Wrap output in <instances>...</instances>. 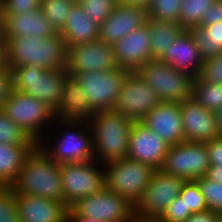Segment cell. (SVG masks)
<instances>
[{"mask_svg":"<svg viewBox=\"0 0 222 222\" xmlns=\"http://www.w3.org/2000/svg\"><path fill=\"white\" fill-rule=\"evenodd\" d=\"M151 42V58L159 60L167 48L185 30L179 22H169L148 18Z\"/></svg>","mask_w":222,"mask_h":222,"instance_id":"cell-27","label":"cell"},{"mask_svg":"<svg viewBox=\"0 0 222 222\" xmlns=\"http://www.w3.org/2000/svg\"><path fill=\"white\" fill-rule=\"evenodd\" d=\"M185 180L157 169L140 201L134 207L136 222H157L166 212L168 205L179 196Z\"/></svg>","mask_w":222,"mask_h":222,"instance_id":"cell-9","label":"cell"},{"mask_svg":"<svg viewBox=\"0 0 222 222\" xmlns=\"http://www.w3.org/2000/svg\"><path fill=\"white\" fill-rule=\"evenodd\" d=\"M42 0H0L2 14H19L41 8Z\"/></svg>","mask_w":222,"mask_h":222,"instance_id":"cell-40","label":"cell"},{"mask_svg":"<svg viewBox=\"0 0 222 222\" xmlns=\"http://www.w3.org/2000/svg\"><path fill=\"white\" fill-rule=\"evenodd\" d=\"M11 88V71L6 65H4L0 69V109L2 108L3 102L6 100Z\"/></svg>","mask_w":222,"mask_h":222,"instance_id":"cell-43","label":"cell"},{"mask_svg":"<svg viewBox=\"0 0 222 222\" xmlns=\"http://www.w3.org/2000/svg\"><path fill=\"white\" fill-rule=\"evenodd\" d=\"M159 60L193 79L199 77L203 63L198 48L187 30L175 39Z\"/></svg>","mask_w":222,"mask_h":222,"instance_id":"cell-23","label":"cell"},{"mask_svg":"<svg viewBox=\"0 0 222 222\" xmlns=\"http://www.w3.org/2000/svg\"><path fill=\"white\" fill-rule=\"evenodd\" d=\"M5 65L4 63V44L3 40H0V69Z\"/></svg>","mask_w":222,"mask_h":222,"instance_id":"cell-49","label":"cell"},{"mask_svg":"<svg viewBox=\"0 0 222 222\" xmlns=\"http://www.w3.org/2000/svg\"><path fill=\"white\" fill-rule=\"evenodd\" d=\"M199 78L203 82L222 84V53L203 61Z\"/></svg>","mask_w":222,"mask_h":222,"instance_id":"cell-38","label":"cell"},{"mask_svg":"<svg viewBox=\"0 0 222 222\" xmlns=\"http://www.w3.org/2000/svg\"><path fill=\"white\" fill-rule=\"evenodd\" d=\"M68 222H99V221L87 217H69Z\"/></svg>","mask_w":222,"mask_h":222,"instance_id":"cell-48","label":"cell"},{"mask_svg":"<svg viewBox=\"0 0 222 222\" xmlns=\"http://www.w3.org/2000/svg\"><path fill=\"white\" fill-rule=\"evenodd\" d=\"M67 69H46L35 64L11 70L12 89L48 104L55 111L62 98Z\"/></svg>","mask_w":222,"mask_h":222,"instance_id":"cell-5","label":"cell"},{"mask_svg":"<svg viewBox=\"0 0 222 222\" xmlns=\"http://www.w3.org/2000/svg\"><path fill=\"white\" fill-rule=\"evenodd\" d=\"M69 210V217H87L99 222H136L134 206L106 188L99 194L80 199Z\"/></svg>","mask_w":222,"mask_h":222,"instance_id":"cell-12","label":"cell"},{"mask_svg":"<svg viewBox=\"0 0 222 222\" xmlns=\"http://www.w3.org/2000/svg\"><path fill=\"white\" fill-rule=\"evenodd\" d=\"M67 48L99 39V25L91 20L78 2L68 13L64 27L59 31Z\"/></svg>","mask_w":222,"mask_h":222,"instance_id":"cell-25","label":"cell"},{"mask_svg":"<svg viewBox=\"0 0 222 222\" xmlns=\"http://www.w3.org/2000/svg\"><path fill=\"white\" fill-rule=\"evenodd\" d=\"M0 142L7 144H37L25 131L0 109Z\"/></svg>","mask_w":222,"mask_h":222,"instance_id":"cell-33","label":"cell"},{"mask_svg":"<svg viewBox=\"0 0 222 222\" xmlns=\"http://www.w3.org/2000/svg\"><path fill=\"white\" fill-rule=\"evenodd\" d=\"M129 70L118 67L110 70L83 72L74 76L89 97L94 112L114 110L120 90Z\"/></svg>","mask_w":222,"mask_h":222,"instance_id":"cell-11","label":"cell"},{"mask_svg":"<svg viewBox=\"0 0 222 222\" xmlns=\"http://www.w3.org/2000/svg\"><path fill=\"white\" fill-rule=\"evenodd\" d=\"M185 142L206 143L220 136L214 111L205 109L193 96L180 102Z\"/></svg>","mask_w":222,"mask_h":222,"instance_id":"cell-17","label":"cell"},{"mask_svg":"<svg viewBox=\"0 0 222 222\" xmlns=\"http://www.w3.org/2000/svg\"><path fill=\"white\" fill-rule=\"evenodd\" d=\"M147 19L146 7L118 3L109 18L99 25V40L114 45L118 40L147 23Z\"/></svg>","mask_w":222,"mask_h":222,"instance_id":"cell-19","label":"cell"},{"mask_svg":"<svg viewBox=\"0 0 222 222\" xmlns=\"http://www.w3.org/2000/svg\"><path fill=\"white\" fill-rule=\"evenodd\" d=\"M106 189L125 198L134 207L142 198L155 169L138 161L122 158L103 165Z\"/></svg>","mask_w":222,"mask_h":222,"instance_id":"cell-7","label":"cell"},{"mask_svg":"<svg viewBox=\"0 0 222 222\" xmlns=\"http://www.w3.org/2000/svg\"><path fill=\"white\" fill-rule=\"evenodd\" d=\"M162 102L180 103L192 97L193 78L167 63L153 59L135 70Z\"/></svg>","mask_w":222,"mask_h":222,"instance_id":"cell-8","label":"cell"},{"mask_svg":"<svg viewBox=\"0 0 222 222\" xmlns=\"http://www.w3.org/2000/svg\"><path fill=\"white\" fill-rule=\"evenodd\" d=\"M86 14L98 25L104 23L113 13L118 0H77Z\"/></svg>","mask_w":222,"mask_h":222,"instance_id":"cell-35","label":"cell"},{"mask_svg":"<svg viewBox=\"0 0 222 222\" xmlns=\"http://www.w3.org/2000/svg\"><path fill=\"white\" fill-rule=\"evenodd\" d=\"M77 0H42L41 10L59 32L66 23L68 13Z\"/></svg>","mask_w":222,"mask_h":222,"instance_id":"cell-31","label":"cell"},{"mask_svg":"<svg viewBox=\"0 0 222 222\" xmlns=\"http://www.w3.org/2000/svg\"><path fill=\"white\" fill-rule=\"evenodd\" d=\"M4 63L10 69L37 65L46 69H67L68 48L58 32L48 37H2Z\"/></svg>","mask_w":222,"mask_h":222,"instance_id":"cell-1","label":"cell"},{"mask_svg":"<svg viewBox=\"0 0 222 222\" xmlns=\"http://www.w3.org/2000/svg\"><path fill=\"white\" fill-rule=\"evenodd\" d=\"M215 0H183L179 23L185 30L192 26H200L201 20Z\"/></svg>","mask_w":222,"mask_h":222,"instance_id":"cell-30","label":"cell"},{"mask_svg":"<svg viewBox=\"0 0 222 222\" xmlns=\"http://www.w3.org/2000/svg\"><path fill=\"white\" fill-rule=\"evenodd\" d=\"M182 1L183 0H152L147 7L148 18L179 22Z\"/></svg>","mask_w":222,"mask_h":222,"instance_id":"cell-32","label":"cell"},{"mask_svg":"<svg viewBox=\"0 0 222 222\" xmlns=\"http://www.w3.org/2000/svg\"><path fill=\"white\" fill-rule=\"evenodd\" d=\"M222 22V0H215L201 20V27L211 26Z\"/></svg>","mask_w":222,"mask_h":222,"instance_id":"cell-42","label":"cell"},{"mask_svg":"<svg viewBox=\"0 0 222 222\" xmlns=\"http://www.w3.org/2000/svg\"><path fill=\"white\" fill-rule=\"evenodd\" d=\"M64 203L70 209L80 199L106 188L103 165L96 160L60 164Z\"/></svg>","mask_w":222,"mask_h":222,"instance_id":"cell-10","label":"cell"},{"mask_svg":"<svg viewBox=\"0 0 222 222\" xmlns=\"http://www.w3.org/2000/svg\"><path fill=\"white\" fill-rule=\"evenodd\" d=\"M208 178L216 182H222V169H219V165L210 166L206 174Z\"/></svg>","mask_w":222,"mask_h":222,"instance_id":"cell-45","label":"cell"},{"mask_svg":"<svg viewBox=\"0 0 222 222\" xmlns=\"http://www.w3.org/2000/svg\"><path fill=\"white\" fill-rule=\"evenodd\" d=\"M1 109L13 123L19 125L37 144L49 137L45 135L48 131L51 132L48 128L52 129L51 127L57 118L55 110L48 104L12 88Z\"/></svg>","mask_w":222,"mask_h":222,"instance_id":"cell-6","label":"cell"},{"mask_svg":"<svg viewBox=\"0 0 222 222\" xmlns=\"http://www.w3.org/2000/svg\"><path fill=\"white\" fill-rule=\"evenodd\" d=\"M160 102L157 93L135 71H129L114 110L134 122H141Z\"/></svg>","mask_w":222,"mask_h":222,"instance_id":"cell-14","label":"cell"},{"mask_svg":"<svg viewBox=\"0 0 222 222\" xmlns=\"http://www.w3.org/2000/svg\"><path fill=\"white\" fill-rule=\"evenodd\" d=\"M114 53L119 67L135 71L151 58L149 23L130 32L114 45Z\"/></svg>","mask_w":222,"mask_h":222,"instance_id":"cell-18","label":"cell"},{"mask_svg":"<svg viewBox=\"0 0 222 222\" xmlns=\"http://www.w3.org/2000/svg\"><path fill=\"white\" fill-rule=\"evenodd\" d=\"M218 222H222V213H218Z\"/></svg>","mask_w":222,"mask_h":222,"instance_id":"cell-51","label":"cell"},{"mask_svg":"<svg viewBox=\"0 0 222 222\" xmlns=\"http://www.w3.org/2000/svg\"><path fill=\"white\" fill-rule=\"evenodd\" d=\"M92 131L94 160L104 165L126 158L131 119L115 110L95 112L88 120Z\"/></svg>","mask_w":222,"mask_h":222,"instance_id":"cell-3","label":"cell"},{"mask_svg":"<svg viewBox=\"0 0 222 222\" xmlns=\"http://www.w3.org/2000/svg\"><path fill=\"white\" fill-rule=\"evenodd\" d=\"M11 187L17 194L64 202L60 164L39 145L27 156L18 178Z\"/></svg>","mask_w":222,"mask_h":222,"instance_id":"cell-2","label":"cell"},{"mask_svg":"<svg viewBox=\"0 0 222 222\" xmlns=\"http://www.w3.org/2000/svg\"><path fill=\"white\" fill-rule=\"evenodd\" d=\"M216 125L219 133L222 135V107L214 111Z\"/></svg>","mask_w":222,"mask_h":222,"instance_id":"cell-47","label":"cell"},{"mask_svg":"<svg viewBox=\"0 0 222 222\" xmlns=\"http://www.w3.org/2000/svg\"><path fill=\"white\" fill-rule=\"evenodd\" d=\"M152 0H118V3L127 6L148 7Z\"/></svg>","mask_w":222,"mask_h":222,"instance_id":"cell-46","label":"cell"},{"mask_svg":"<svg viewBox=\"0 0 222 222\" xmlns=\"http://www.w3.org/2000/svg\"><path fill=\"white\" fill-rule=\"evenodd\" d=\"M118 67L114 46L99 39L68 48V64L66 68L71 77L83 72L101 69L110 70Z\"/></svg>","mask_w":222,"mask_h":222,"instance_id":"cell-15","label":"cell"},{"mask_svg":"<svg viewBox=\"0 0 222 222\" xmlns=\"http://www.w3.org/2000/svg\"><path fill=\"white\" fill-rule=\"evenodd\" d=\"M209 167L206 143L184 141L169 146L161 169L168 174L189 181L205 176Z\"/></svg>","mask_w":222,"mask_h":222,"instance_id":"cell-13","label":"cell"},{"mask_svg":"<svg viewBox=\"0 0 222 222\" xmlns=\"http://www.w3.org/2000/svg\"><path fill=\"white\" fill-rule=\"evenodd\" d=\"M2 24H3V19H2L1 5H0V40H3V38H2Z\"/></svg>","mask_w":222,"mask_h":222,"instance_id":"cell-50","label":"cell"},{"mask_svg":"<svg viewBox=\"0 0 222 222\" xmlns=\"http://www.w3.org/2000/svg\"><path fill=\"white\" fill-rule=\"evenodd\" d=\"M54 124L52 126L54 129L56 128V131L57 128L58 131L62 130L56 133V136L57 134L59 136L56 138L53 134L51 138L54 141H51L52 139L49 137L47 141L43 139L38 143L52 159L58 164L85 162L94 159L92 131L87 120L56 118Z\"/></svg>","mask_w":222,"mask_h":222,"instance_id":"cell-4","label":"cell"},{"mask_svg":"<svg viewBox=\"0 0 222 222\" xmlns=\"http://www.w3.org/2000/svg\"><path fill=\"white\" fill-rule=\"evenodd\" d=\"M192 96L205 109L215 111L222 107V84L203 82L199 77L195 78Z\"/></svg>","mask_w":222,"mask_h":222,"instance_id":"cell-29","label":"cell"},{"mask_svg":"<svg viewBox=\"0 0 222 222\" xmlns=\"http://www.w3.org/2000/svg\"><path fill=\"white\" fill-rule=\"evenodd\" d=\"M210 166L219 165L222 169V135L206 142Z\"/></svg>","mask_w":222,"mask_h":222,"instance_id":"cell-41","label":"cell"},{"mask_svg":"<svg viewBox=\"0 0 222 222\" xmlns=\"http://www.w3.org/2000/svg\"><path fill=\"white\" fill-rule=\"evenodd\" d=\"M195 181L198 183L208 209L217 214L222 213V182L213 181L206 175Z\"/></svg>","mask_w":222,"mask_h":222,"instance_id":"cell-34","label":"cell"},{"mask_svg":"<svg viewBox=\"0 0 222 222\" xmlns=\"http://www.w3.org/2000/svg\"><path fill=\"white\" fill-rule=\"evenodd\" d=\"M21 222H68L69 208L64 202L34 195L17 194Z\"/></svg>","mask_w":222,"mask_h":222,"instance_id":"cell-21","label":"cell"},{"mask_svg":"<svg viewBox=\"0 0 222 222\" xmlns=\"http://www.w3.org/2000/svg\"><path fill=\"white\" fill-rule=\"evenodd\" d=\"M0 222H21L17 208V193L12 187L0 186Z\"/></svg>","mask_w":222,"mask_h":222,"instance_id":"cell-36","label":"cell"},{"mask_svg":"<svg viewBox=\"0 0 222 222\" xmlns=\"http://www.w3.org/2000/svg\"><path fill=\"white\" fill-rule=\"evenodd\" d=\"M192 214L191 210L187 209L184 200L177 196L157 222H185Z\"/></svg>","mask_w":222,"mask_h":222,"instance_id":"cell-39","label":"cell"},{"mask_svg":"<svg viewBox=\"0 0 222 222\" xmlns=\"http://www.w3.org/2000/svg\"><path fill=\"white\" fill-rule=\"evenodd\" d=\"M179 196L184 200L187 209H190L192 213L208 210L204 196L201 194L198 183L195 180L185 181Z\"/></svg>","mask_w":222,"mask_h":222,"instance_id":"cell-37","label":"cell"},{"mask_svg":"<svg viewBox=\"0 0 222 222\" xmlns=\"http://www.w3.org/2000/svg\"><path fill=\"white\" fill-rule=\"evenodd\" d=\"M38 144L0 142V186L11 187L24 166L27 156Z\"/></svg>","mask_w":222,"mask_h":222,"instance_id":"cell-26","label":"cell"},{"mask_svg":"<svg viewBox=\"0 0 222 222\" xmlns=\"http://www.w3.org/2000/svg\"><path fill=\"white\" fill-rule=\"evenodd\" d=\"M187 31L192 36L202 61L222 53V22L206 27L192 26Z\"/></svg>","mask_w":222,"mask_h":222,"instance_id":"cell-28","label":"cell"},{"mask_svg":"<svg viewBox=\"0 0 222 222\" xmlns=\"http://www.w3.org/2000/svg\"><path fill=\"white\" fill-rule=\"evenodd\" d=\"M95 112L90 108L89 97L74 77L64 81L62 98L55 115L60 119L89 120Z\"/></svg>","mask_w":222,"mask_h":222,"instance_id":"cell-24","label":"cell"},{"mask_svg":"<svg viewBox=\"0 0 222 222\" xmlns=\"http://www.w3.org/2000/svg\"><path fill=\"white\" fill-rule=\"evenodd\" d=\"M169 146L144 123L134 122L131 128L127 157L151 166L155 170L161 169Z\"/></svg>","mask_w":222,"mask_h":222,"instance_id":"cell-16","label":"cell"},{"mask_svg":"<svg viewBox=\"0 0 222 222\" xmlns=\"http://www.w3.org/2000/svg\"><path fill=\"white\" fill-rule=\"evenodd\" d=\"M2 37H48L58 31L40 9L19 14H2Z\"/></svg>","mask_w":222,"mask_h":222,"instance_id":"cell-22","label":"cell"},{"mask_svg":"<svg viewBox=\"0 0 222 222\" xmlns=\"http://www.w3.org/2000/svg\"><path fill=\"white\" fill-rule=\"evenodd\" d=\"M185 222H218V214L211 210L193 213Z\"/></svg>","mask_w":222,"mask_h":222,"instance_id":"cell-44","label":"cell"},{"mask_svg":"<svg viewBox=\"0 0 222 222\" xmlns=\"http://www.w3.org/2000/svg\"><path fill=\"white\" fill-rule=\"evenodd\" d=\"M141 122L169 145L184 142L180 103L161 101Z\"/></svg>","mask_w":222,"mask_h":222,"instance_id":"cell-20","label":"cell"}]
</instances>
